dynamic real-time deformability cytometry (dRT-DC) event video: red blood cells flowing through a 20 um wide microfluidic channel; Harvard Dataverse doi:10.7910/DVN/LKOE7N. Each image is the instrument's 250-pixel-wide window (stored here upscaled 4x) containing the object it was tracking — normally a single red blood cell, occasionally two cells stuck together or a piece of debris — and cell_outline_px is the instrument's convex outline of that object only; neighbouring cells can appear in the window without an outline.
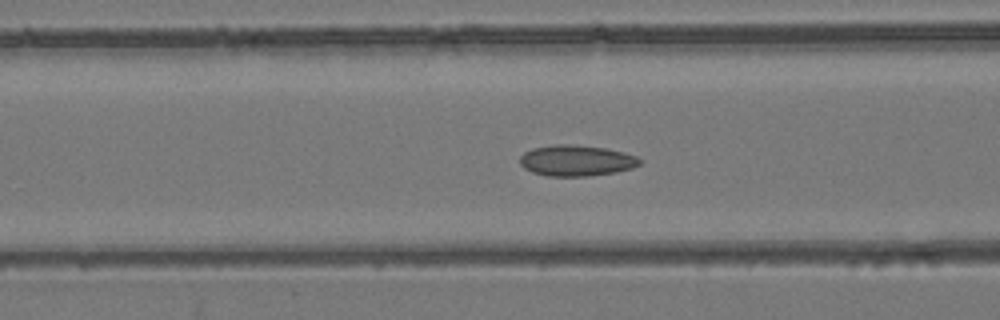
{"species": "common noctule bat (a hibernating species)", "species_latin": "Nyctalus noctula", "temperature_condition": "room temperature", "stored_images_in_passage": 44, "camera_frame_rate_fps": 3000, "um_per_image_px": 0.085, "animal": {"sex": "female", "body_mass_g": 24.6, "forearm_length_mm": 56.2}, "frame": {"image": 1, "passage_image": 23, "time_ms": 7.333, "image_size_px": [1000, 320], "cell_outline_px": [[640, 164], [632, 168], [616, 172], [588, 176], [548, 176], [532, 172], [524, 168], [520, 164], [520, 156], [524, 152], [532, 148], [556, 144], [572, 144], [604, 148], [624, 152], [636, 156], [640, 160]], "centroid_in_image_um": [48.97, 13.65], "position_along_channel_um": 117.6, "area_um2": 21.62}}
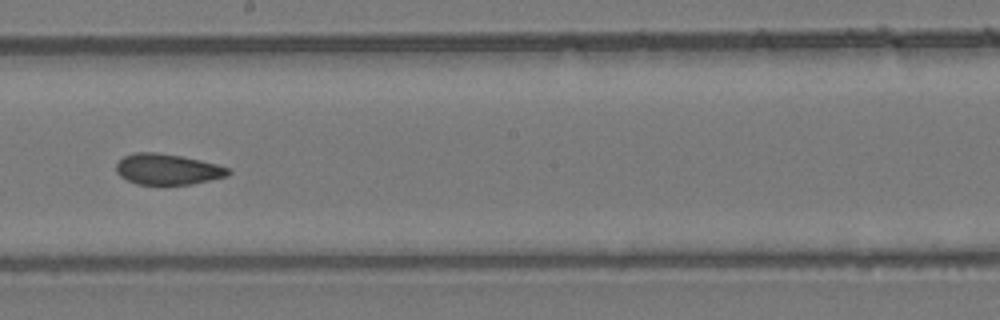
{"frame": {"image": 2, "passage_image": 32, "time_ms": 10.333, "image_size_px": [1000, 320], "cell_outline_px": [[232, 172], [224, 176], [208, 180], [188, 184], [136, 184], [120, 176], [116, 172], [116, 164], [124, 156], [136, 152], [156, 152], [180, 156], [216, 164], [228, 168]], "centroid_in_image_um": [14.18, 14.38], "position_along_channel_um": 234.0, "area_um2": 19.71}}
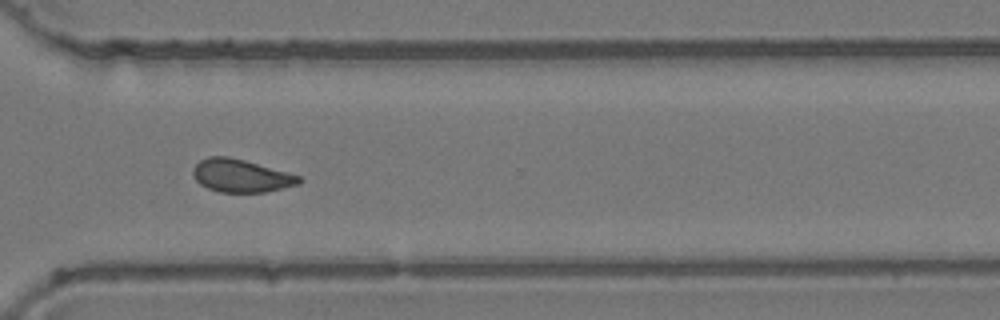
{"frame": {"image": 3, "passage_image": 41, "time_ms": 13.333, "image_size_px": [1000, 320], "cell_outline_px": [[304, 180], [300, 184], [264, 192], [220, 192], [208, 188], [200, 184], [196, 180], [192, 172], [192, 168], [200, 160], [208, 156], [228, 156], [244, 160], [288, 172], [300, 176]], "centroid_in_image_um": [20.49, 14.93], "position_along_channel_um": 350.1, "area_um2": 20.35}}